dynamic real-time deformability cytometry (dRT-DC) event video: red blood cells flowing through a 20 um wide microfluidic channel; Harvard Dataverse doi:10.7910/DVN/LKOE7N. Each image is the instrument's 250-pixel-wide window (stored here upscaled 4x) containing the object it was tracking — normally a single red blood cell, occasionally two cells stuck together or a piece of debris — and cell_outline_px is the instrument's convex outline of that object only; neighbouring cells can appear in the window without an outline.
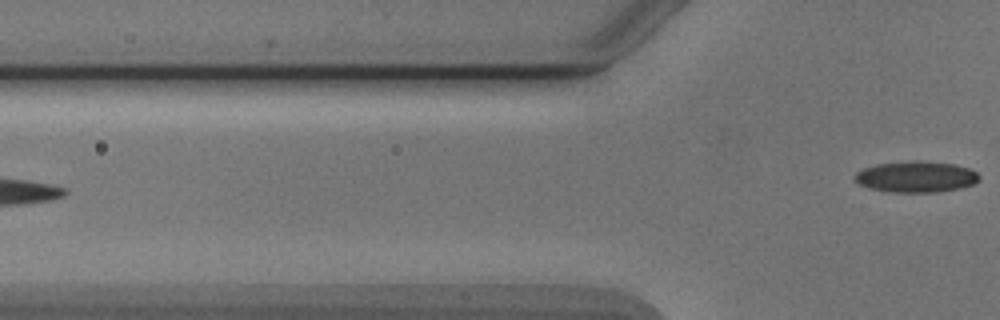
{"species": "Egyptian fruit bat (a non-hibernating species)", "species_latin": "Rousettus aegyptiacus", "temperature_condition": "cold", "stored_images_in_passage": 5, "camera_frame_rate_fps": 3000, "um_per_image_px": 0.085, "animal": {"sex": "male"}, "frame": {"image": 1, "passage_image": 5, "time_ms": 5.0, "image_size_px": [1000, 320], "cell_outline_px": [[980, 180], [972, 184], [960, 188], [936, 192], [888, 192], [868, 188], [860, 184], [852, 176], [856, 172], [864, 168], [876, 164], [912, 160], [920, 160], [956, 164], [968, 168], [976, 172], [980, 176]], "centroid_in_image_um": [77.85, 15.02], "position_along_channel_um": 47.9, "area_um2": 22.77}}